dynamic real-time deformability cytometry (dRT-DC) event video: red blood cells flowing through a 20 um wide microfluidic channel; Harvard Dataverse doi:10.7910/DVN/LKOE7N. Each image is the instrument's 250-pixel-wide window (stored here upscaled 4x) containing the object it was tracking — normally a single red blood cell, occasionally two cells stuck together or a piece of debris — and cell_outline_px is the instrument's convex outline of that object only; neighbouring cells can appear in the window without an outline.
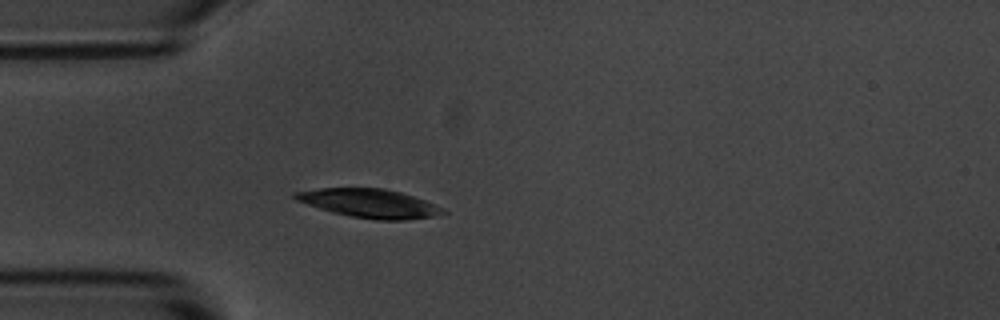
{"species": "common noctule bat (a hibernating species)", "species_latin": "Nyctalus noctula", "temperature_condition": "room temperature", "stored_images_in_passage": 4, "camera_frame_rate_fps": 3000, "um_per_image_px": 0.085, "animal": {"sex": "male", "body_mass_g": 20.1, "forearm_length_mm": 53.5}, "frame": {"image": 1, "passage_image": 4, "time_ms": 3.333, "image_size_px": [1000, 320], "cell_outline_px": [[448, 212], [432, 216], [408, 220], [376, 220], [352, 216], [332, 212], [296, 200], [292, 196], [292, 192], [320, 188], [384, 188], [400, 192], [424, 200], [444, 208]], "centroid_in_image_um": [31.4, 17.28], "position_along_channel_um": 53.6, "area_um2": 24.57}}